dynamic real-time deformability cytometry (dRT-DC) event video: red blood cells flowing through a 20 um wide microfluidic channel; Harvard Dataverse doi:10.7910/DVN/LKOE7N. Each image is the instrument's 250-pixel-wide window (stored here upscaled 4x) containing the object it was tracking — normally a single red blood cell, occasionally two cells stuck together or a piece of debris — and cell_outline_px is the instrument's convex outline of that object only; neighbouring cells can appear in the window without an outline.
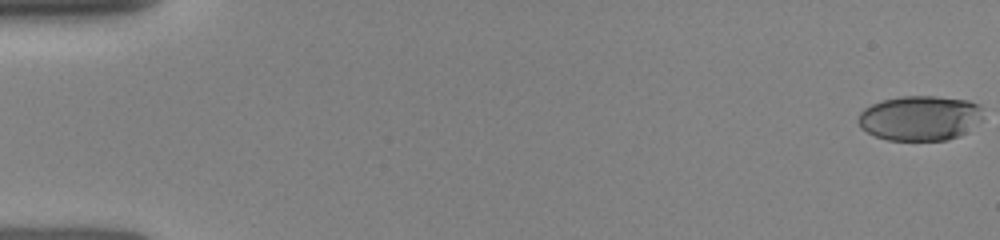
{"species": "human", "species_latin": "Homo sapiens", "temperature_condition": "room temperature", "stored_images_in_passage": 89, "camera_frame_rate_fps": 3000, "um_per_image_px": 0.085, "donor": {"sex": "female"}, "frame": {"image": 1, "passage_image": 1, "time_ms": 0.0, "image_size_px": [1000, 240], "cell_outline_px": [[980, 120], [960, 136], [948, 140], [888, 140], [876, 136], [860, 128], [856, 120], [856, 116], [864, 108], [872, 104], [884, 100], [904, 96], [936, 96], [968, 100], [976, 104], [980, 108]], "centroid_in_image_um": [78.13, 10.04], "position_along_channel_um": 6.9, "area_um2": 32.54}}
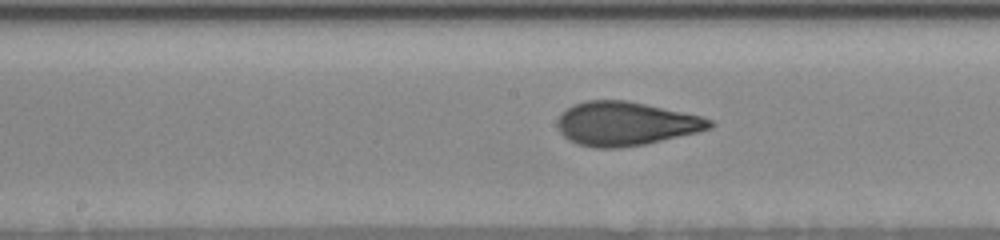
{"frame": {"image": 2, "passage_image": 49, "time_ms": 8.333, "image_size_px": [1000, 240], "cell_outline_px": [[712, 124], [708, 128], [696, 132], [644, 144], [620, 148], [596, 148], [576, 144], [568, 140], [560, 132], [556, 124], [560, 116], [572, 104], [588, 100], [628, 100], [700, 116], [712, 120]], "centroid_in_image_um": [53.11, 10.51], "position_along_channel_um": 195.1, "area_um2": 38.49}}
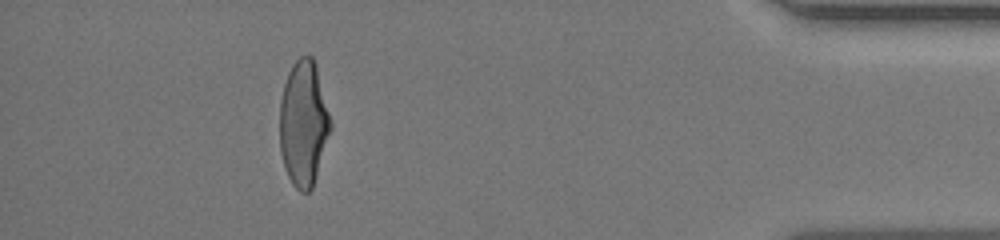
{"frame": {"image": 3, "passage_image": 83, "time_ms": 14.667, "image_size_px": [1000, 240], "cell_outline_px": [[332, 128], [312, 188], [308, 192], [300, 192], [292, 184], [288, 176], [280, 152], [280, 100], [284, 84], [288, 72], [292, 64], [300, 56], [312, 56], [316, 64], [332, 124]], "centroid_in_image_um": [25.8, 10.48], "position_along_channel_um": 409.4, "area_um2": 37.17}}